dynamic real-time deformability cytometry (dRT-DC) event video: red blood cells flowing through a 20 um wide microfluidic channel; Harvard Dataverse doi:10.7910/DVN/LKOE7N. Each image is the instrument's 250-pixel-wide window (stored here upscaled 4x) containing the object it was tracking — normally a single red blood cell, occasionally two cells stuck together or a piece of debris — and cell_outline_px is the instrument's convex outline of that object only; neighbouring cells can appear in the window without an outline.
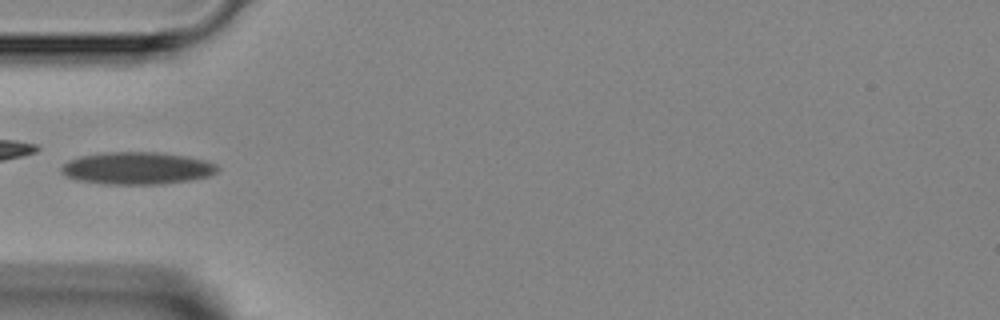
{"species": "Egyptian fruit bat (a non-hibernating species)", "species_latin": "Rousettus aegyptiacus", "temperature_condition": "room temperature", "stored_images_in_passage": 6, "camera_frame_rate_fps": 3000, "um_per_image_px": 0.085, "animal": {"sex": "female"}, "frame": {"image": 1, "passage_image": 4, "time_ms": 3.667, "image_size_px": [1000, 320], "cell_outline_px": [[220, 168], [216, 172], [208, 176], [188, 180], [164, 184], [104, 184], [76, 180], [64, 176], [60, 172], [60, 168], [68, 160], [80, 156], [104, 152], [156, 152], [184, 156], [204, 160], [216, 164]], "centroid_in_image_um": [11.6, 14.3], "position_along_channel_um": 73.4, "area_um2": 29.48}}
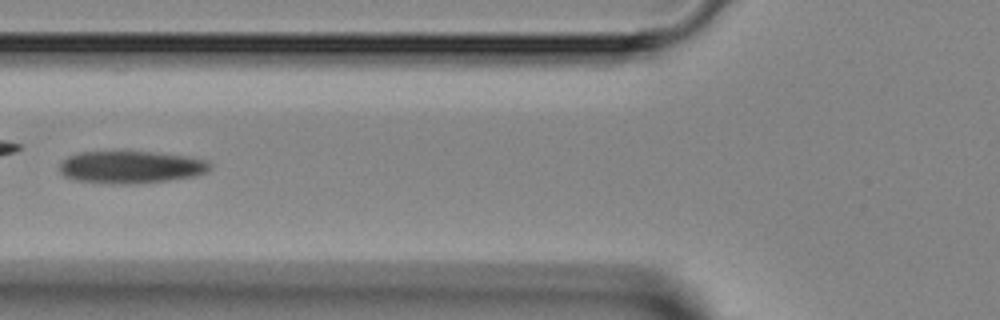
{"frame": {"image": 2, "passage_image": 5, "time_ms": 4.667, "image_size_px": [1000, 320], "cell_outline_px": [[212, 164], [204, 172], [192, 176], [164, 180], [120, 184], [76, 180], [64, 176], [60, 172], [60, 164], [68, 156], [80, 152], [152, 152], [184, 156], [208, 160]], "centroid_in_image_um": [11.08, 14.19], "position_along_channel_um": 114.7, "area_um2": 27.63}}
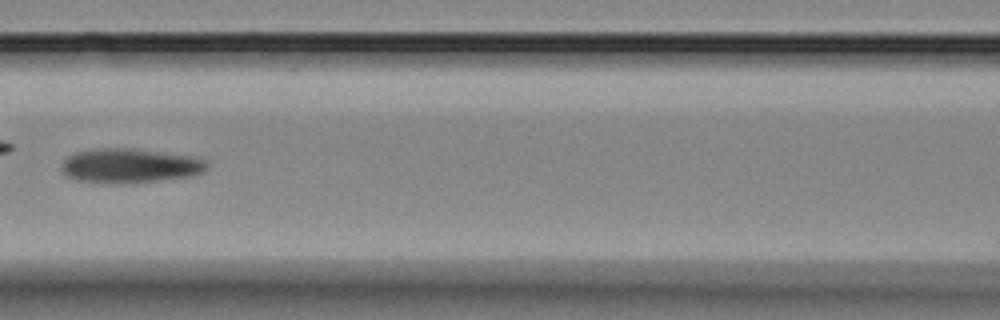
{"frame": {"image": 3, "passage_image": 6, "time_ms": 5.667, "image_size_px": [1000, 320], "cell_outline_px": [[208, 168], [192, 176], [120, 184], [112, 184], [76, 180], [68, 176], [64, 172], [64, 160], [68, 156], [76, 152], [96, 148], [132, 148], [200, 156], [208, 160]], "centroid_in_image_um": [11.12, 14.07], "position_along_channel_um": 155.5, "area_um2": 29.36}}